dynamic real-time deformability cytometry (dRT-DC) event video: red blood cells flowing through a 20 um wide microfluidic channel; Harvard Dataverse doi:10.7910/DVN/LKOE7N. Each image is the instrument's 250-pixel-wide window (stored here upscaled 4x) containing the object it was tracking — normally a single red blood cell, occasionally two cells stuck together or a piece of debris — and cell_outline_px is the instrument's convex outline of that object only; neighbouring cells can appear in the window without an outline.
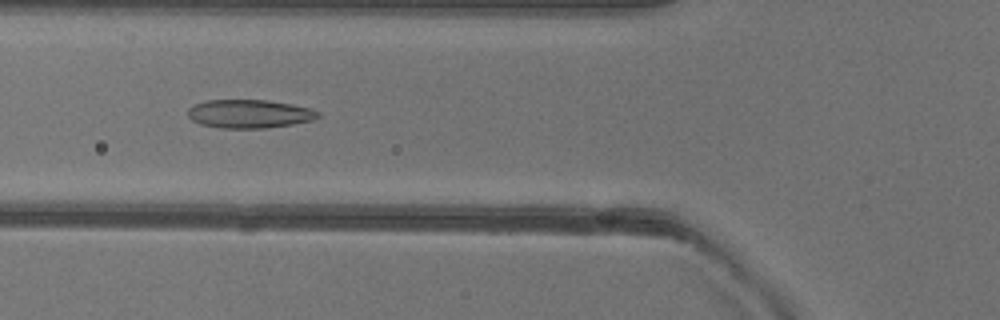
{"species": "common noctule bat (a hibernating species)", "species_latin": "Nyctalus noctula", "temperature_condition": "warm", "stored_images_in_passage": 49, "camera_frame_rate_fps": 3000, "um_per_image_px": 0.085, "animal": {"sex": "female"}, "frame": {"image": 1, "passage_image": 17, "time_ms": 5.333, "image_size_px": [1000, 320], "cell_outline_px": [[320, 116], [312, 120], [292, 124], [264, 128], [220, 128], [200, 124], [192, 120], [188, 116], [188, 108], [192, 104], [208, 100], [268, 100], [292, 104], [308, 108], [320, 112]], "centroid_in_image_um": [21.16, 9.67], "position_along_channel_um": 104.6, "area_um2": 21.62}}
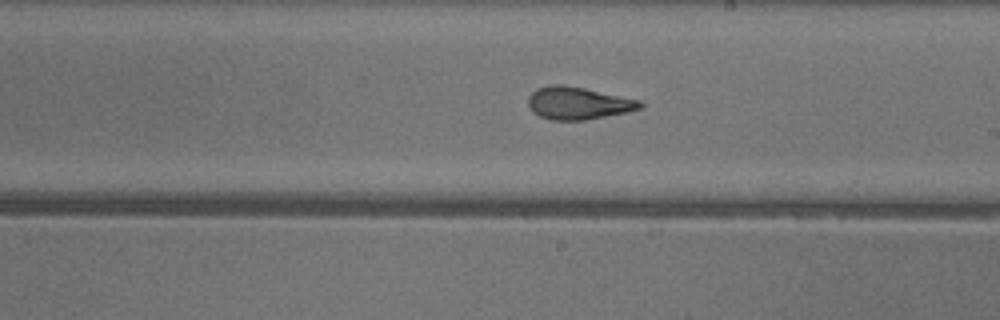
{"frame": {"image": 2, "passage_image": 27, "time_ms": 8.667, "image_size_px": [1000, 320], "cell_outline_px": [[644, 108], [628, 112], [584, 120], [552, 120], [540, 116], [528, 104], [528, 96], [536, 88], [552, 84], [564, 84], [584, 88], [640, 100], [644, 104]], "centroid_in_image_um": [49.17, 8.76], "position_along_channel_um": 239.8, "area_um2": 21.15}}
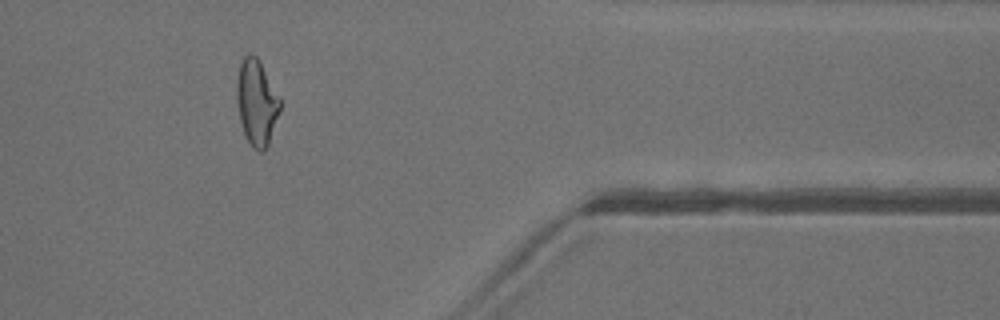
{"frame": {"image": 3, "passage_image": 40, "time_ms": 13.0, "image_size_px": [1000, 320], "cell_outline_px": [[280, 108], [268, 144], [264, 152], [260, 152], [248, 140], [244, 132], [240, 120], [236, 100], [236, 80], [240, 64], [244, 56], [248, 52], [252, 52], [260, 60], [280, 96]], "centroid_in_image_um": [21.8, 8.62], "position_along_channel_um": 389.6, "area_um2": 21.62}, "authors_computed_cell_mechanics": {"area_um2": 22.1952, "velocity_mm_per_s": 4.0372, "shape_relaxation_time_tau1_ms": null, "shape_relaxation_time_tau2_ms": 1.3627, "deformation_change_tau1": null, "deformation_change_tau2": 0.0844}}